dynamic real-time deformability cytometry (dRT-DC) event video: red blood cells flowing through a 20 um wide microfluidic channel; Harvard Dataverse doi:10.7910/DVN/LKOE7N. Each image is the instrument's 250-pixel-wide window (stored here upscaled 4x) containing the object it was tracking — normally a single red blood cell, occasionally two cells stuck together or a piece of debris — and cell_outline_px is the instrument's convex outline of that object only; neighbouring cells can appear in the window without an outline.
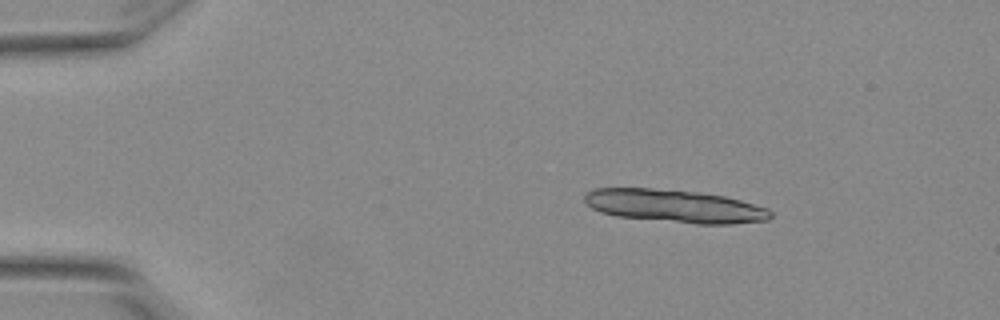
{"species": "Egyptian fruit bat (a non-hibernating species)", "species_latin": "Rousettus aegyptiacus", "temperature_condition": "warm", "stored_images_in_passage": 16, "camera_frame_rate_fps": 3000, "um_per_image_px": 0.085, "animal": {"sex": "female"}, "frame": {"image": 1, "passage_image": 8, "time_ms": 2.333, "image_size_px": [1000, 320], "cell_outline_px": [[772, 216], [768, 220], [732, 224], [696, 224], [616, 216], [600, 212], [592, 208], [584, 200], [584, 196], [588, 192], [596, 188], [652, 188], [696, 192], [724, 196], [740, 200], [768, 208], [772, 212]], "centroid_in_image_um": [57.37, 17.52], "position_along_channel_um": 27.6, "area_um2": 35.6}}